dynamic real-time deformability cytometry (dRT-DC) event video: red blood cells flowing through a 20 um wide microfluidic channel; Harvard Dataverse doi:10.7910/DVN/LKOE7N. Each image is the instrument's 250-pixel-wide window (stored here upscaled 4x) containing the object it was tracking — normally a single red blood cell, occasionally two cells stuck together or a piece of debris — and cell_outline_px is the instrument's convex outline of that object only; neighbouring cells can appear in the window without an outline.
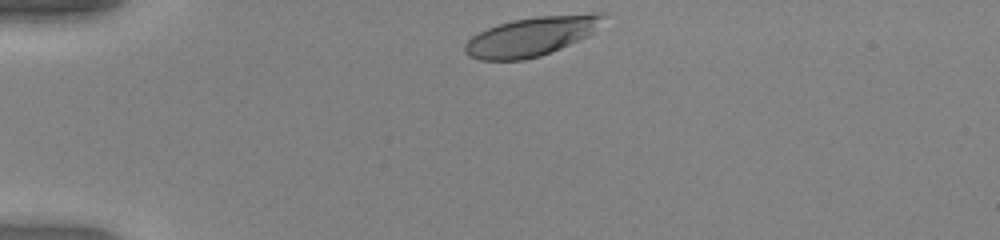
{"species": "human", "species_latin": "Homo sapiens", "temperature_condition": "warm", "stored_images_in_passage": 33, "camera_frame_rate_fps": 3000, "um_per_image_px": 0.085, "donor": {"sex": "female"}, "frame": {"image": 1, "passage_image": 1, "time_ms": 0.0, "image_size_px": [1000, 240], "cell_outline_px": [[608, 16], [588, 36], [560, 48], [540, 56], [524, 60], [480, 60], [468, 56], [464, 52], [464, 44], [472, 36], [488, 28], [512, 20], [536, 16], [596, 12], [604, 12]], "centroid_in_image_um": [45.19, 3.08], "position_along_channel_um": 39.8, "area_um2": 31.67}}
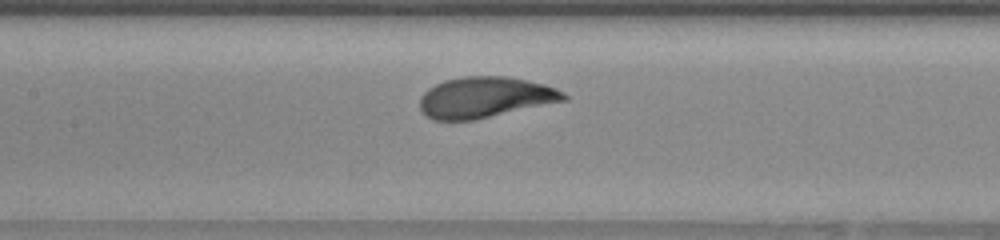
{"frame": {"image": 2, "passage_image": 14, "time_ms": 4.333, "image_size_px": [1000, 240], "cell_outline_px": [[568, 100], [472, 120], [432, 120], [420, 108], [420, 96], [428, 88], [444, 80], [464, 76], [504, 76], [528, 80], [544, 84], [556, 88], [564, 92], [568, 96]], "centroid_in_image_um": [41.24, 8.26], "position_along_channel_um": 166.2, "area_um2": 34.22}}
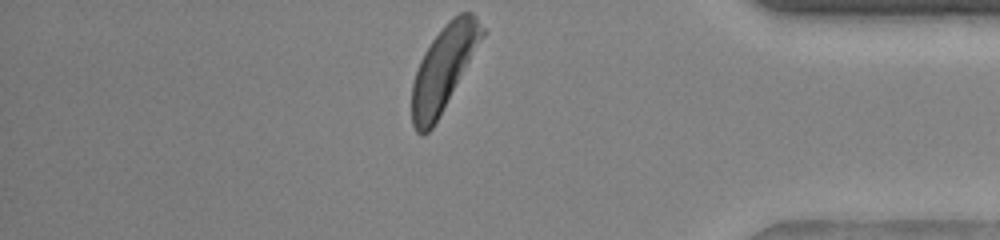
{"frame": {"image": 3, "passage_image": 33, "time_ms": 10.667, "image_size_px": [1000, 240], "cell_outline_px": [[488, 32], [440, 116], [432, 128], [424, 136], [420, 136], [416, 132], [412, 124], [412, 84], [420, 60], [424, 52], [432, 40], [448, 20], [452, 16], [460, 12], [472, 12], [476, 16]], "centroid_in_image_um": [37.75, 5.79], "position_along_channel_um": 397.4, "area_um2": 35.08}, "authors_computed_cell_mechanics": {"area_um2": 34.2176, "velocity_mm_per_s": 4.0259, "shape_relaxation_time_tau1_ms": 1.9668, "shape_relaxation_time_tau2_ms": null, "deformation_change_tau1": 0.1484, "deformation_change_tau2": null}}